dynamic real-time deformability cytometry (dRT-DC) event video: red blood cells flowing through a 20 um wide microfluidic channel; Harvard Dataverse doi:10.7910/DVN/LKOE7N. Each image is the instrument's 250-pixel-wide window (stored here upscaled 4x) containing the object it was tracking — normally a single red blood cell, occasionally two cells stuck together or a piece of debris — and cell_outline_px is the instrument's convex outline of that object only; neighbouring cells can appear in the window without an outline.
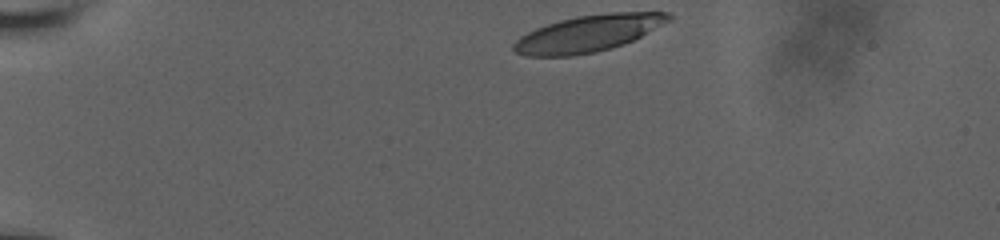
{"species": "human", "species_latin": "Homo sapiens", "temperature_condition": "room temperature", "stored_images_in_passage": 25, "camera_frame_rate_fps": 3000, "um_per_image_px": 0.085, "donor": {"sex": "male"}, "frame": {"image": 1, "passage_image": 1, "time_ms": 0.0, "image_size_px": [1000, 240], "cell_outline_px": [[672, 20], [624, 44], [596, 52], [572, 56], [524, 56], [516, 52], [512, 48], [512, 44], [520, 36], [536, 28], [560, 20], [576, 16], [608, 12], [668, 12], [672, 16]], "centroid_in_image_um": [49.99, 2.84], "position_along_channel_um": 35.0, "area_um2": 33.06}}
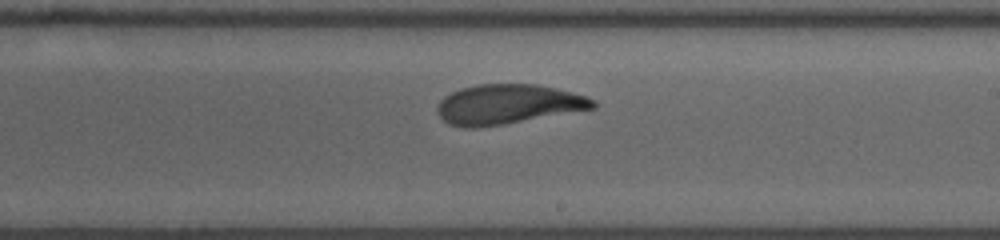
{"frame": {"image": 2, "passage_image": 14, "time_ms": 7.667, "image_size_px": [1000, 240], "cell_outline_px": [[596, 108], [504, 124], [476, 128], [464, 128], [448, 124], [436, 112], [436, 108], [440, 100], [444, 96], [460, 88], [476, 84], [536, 84], [556, 88], [588, 96], [596, 100]], "centroid_in_image_um": [43.16, 8.86], "position_along_channel_um": 245.8, "area_um2": 36.3}}
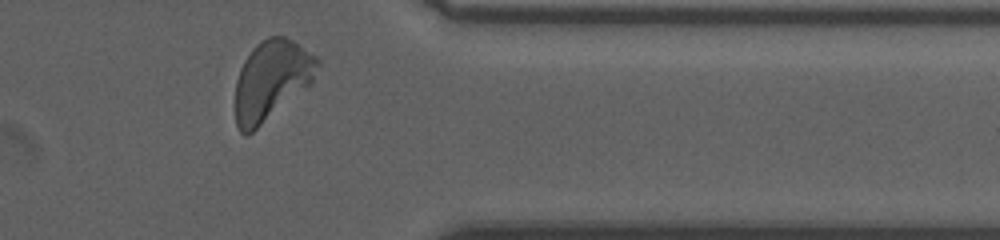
{"frame": {"image": 3, "passage_image": 24, "time_ms": 11.667, "image_size_px": [1000, 240], "cell_outline_px": [[320, 64], [312, 84], [252, 132], [244, 136], [240, 132], [236, 124], [236, 80], [240, 68], [244, 60], [252, 48], [260, 40], [268, 36], [284, 36], [292, 40], [316, 56], [320, 60]], "centroid_in_image_um": [23.09, 6.8], "position_along_channel_um": 388.3, "area_um2": 38.21}, "authors_computed_cell_mechanics": {"area_um2": 36.125, "velocity_mm_per_s": 3.7629, "shape_relaxation_time_tau1_ms": 4.2282, "shape_relaxation_time_tau2_ms": 1.6417, "deformation_change_tau1": 0.1918, "deformation_change_tau2": 0.0897}}